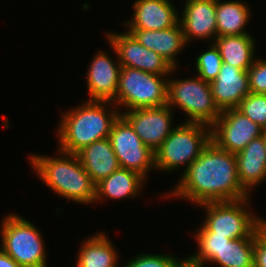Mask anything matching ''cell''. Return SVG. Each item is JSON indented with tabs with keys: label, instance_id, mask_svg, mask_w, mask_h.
<instances>
[{
	"label": "cell",
	"instance_id": "1",
	"mask_svg": "<svg viewBox=\"0 0 266 267\" xmlns=\"http://www.w3.org/2000/svg\"><path fill=\"white\" fill-rule=\"evenodd\" d=\"M181 176L166 197L185 198L198 206L250 196L239 181L235 154L219 148L212 141Z\"/></svg>",
	"mask_w": 266,
	"mask_h": 267
},
{
	"label": "cell",
	"instance_id": "2",
	"mask_svg": "<svg viewBox=\"0 0 266 267\" xmlns=\"http://www.w3.org/2000/svg\"><path fill=\"white\" fill-rule=\"evenodd\" d=\"M110 104L113 106L111 101L88 100L64 112L57 128L60 142L57 149L76 154L95 141L109 138L114 122L121 115L113 107L109 111L106 105Z\"/></svg>",
	"mask_w": 266,
	"mask_h": 267
},
{
	"label": "cell",
	"instance_id": "3",
	"mask_svg": "<svg viewBox=\"0 0 266 267\" xmlns=\"http://www.w3.org/2000/svg\"><path fill=\"white\" fill-rule=\"evenodd\" d=\"M58 155L61 157L30 154L29 162L40 179L59 196L77 204L94 203L96 183L78 156L61 150Z\"/></svg>",
	"mask_w": 266,
	"mask_h": 267
},
{
	"label": "cell",
	"instance_id": "4",
	"mask_svg": "<svg viewBox=\"0 0 266 267\" xmlns=\"http://www.w3.org/2000/svg\"><path fill=\"white\" fill-rule=\"evenodd\" d=\"M211 141V127L191 122L176 126L155 153V169L173 171L180 166L185 170L199 157Z\"/></svg>",
	"mask_w": 266,
	"mask_h": 267
},
{
	"label": "cell",
	"instance_id": "5",
	"mask_svg": "<svg viewBox=\"0 0 266 267\" xmlns=\"http://www.w3.org/2000/svg\"><path fill=\"white\" fill-rule=\"evenodd\" d=\"M1 248L21 267H46V248L40 231L23 217L8 214L1 222Z\"/></svg>",
	"mask_w": 266,
	"mask_h": 267
},
{
	"label": "cell",
	"instance_id": "6",
	"mask_svg": "<svg viewBox=\"0 0 266 267\" xmlns=\"http://www.w3.org/2000/svg\"><path fill=\"white\" fill-rule=\"evenodd\" d=\"M166 76L121 67L114 105L126 110L157 107L168 103V80Z\"/></svg>",
	"mask_w": 266,
	"mask_h": 267
},
{
	"label": "cell",
	"instance_id": "7",
	"mask_svg": "<svg viewBox=\"0 0 266 267\" xmlns=\"http://www.w3.org/2000/svg\"><path fill=\"white\" fill-rule=\"evenodd\" d=\"M174 109L180 108L189 117L186 122L212 126L221 111L216 106L210 83L196 76L194 78L168 80V103Z\"/></svg>",
	"mask_w": 266,
	"mask_h": 267
},
{
	"label": "cell",
	"instance_id": "8",
	"mask_svg": "<svg viewBox=\"0 0 266 267\" xmlns=\"http://www.w3.org/2000/svg\"><path fill=\"white\" fill-rule=\"evenodd\" d=\"M249 201L247 197L200 204L206 211L203 225L210 232L227 236L229 239L249 237L259 227V217L247 208Z\"/></svg>",
	"mask_w": 266,
	"mask_h": 267
},
{
	"label": "cell",
	"instance_id": "9",
	"mask_svg": "<svg viewBox=\"0 0 266 267\" xmlns=\"http://www.w3.org/2000/svg\"><path fill=\"white\" fill-rule=\"evenodd\" d=\"M109 140L119 166L147 179V173L152 168L155 169V153L142 143L134 128L122 115L114 122Z\"/></svg>",
	"mask_w": 266,
	"mask_h": 267
},
{
	"label": "cell",
	"instance_id": "10",
	"mask_svg": "<svg viewBox=\"0 0 266 267\" xmlns=\"http://www.w3.org/2000/svg\"><path fill=\"white\" fill-rule=\"evenodd\" d=\"M106 36L121 67L139 69L161 76L172 75V72L176 70L162 56L145 48L127 31L124 33L110 32Z\"/></svg>",
	"mask_w": 266,
	"mask_h": 267
},
{
	"label": "cell",
	"instance_id": "11",
	"mask_svg": "<svg viewBox=\"0 0 266 267\" xmlns=\"http://www.w3.org/2000/svg\"><path fill=\"white\" fill-rule=\"evenodd\" d=\"M263 129L240 113L236 108L227 109L211 126V141L219 148L238 153L253 139L262 136Z\"/></svg>",
	"mask_w": 266,
	"mask_h": 267
},
{
	"label": "cell",
	"instance_id": "12",
	"mask_svg": "<svg viewBox=\"0 0 266 267\" xmlns=\"http://www.w3.org/2000/svg\"><path fill=\"white\" fill-rule=\"evenodd\" d=\"M121 115L134 128L142 143L153 152H156L175 128L172 127L173 111L167 104L127 110L121 112Z\"/></svg>",
	"mask_w": 266,
	"mask_h": 267
},
{
	"label": "cell",
	"instance_id": "13",
	"mask_svg": "<svg viewBox=\"0 0 266 267\" xmlns=\"http://www.w3.org/2000/svg\"><path fill=\"white\" fill-rule=\"evenodd\" d=\"M179 24L185 41L217 37L216 0H186Z\"/></svg>",
	"mask_w": 266,
	"mask_h": 267
},
{
	"label": "cell",
	"instance_id": "14",
	"mask_svg": "<svg viewBox=\"0 0 266 267\" xmlns=\"http://www.w3.org/2000/svg\"><path fill=\"white\" fill-rule=\"evenodd\" d=\"M214 102L222 112L235 109L250 93L247 70L223 63L215 80L210 82Z\"/></svg>",
	"mask_w": 266,
	"mask_h": 267
},
{
	"label": "cell",
	"instance_id": "15",
	"mask_svg": "<svg viewBox=\"0 0 266 267\" xmlns=\"http://www.w3.org/2000/svg\"><path fill=\"white\" fill-rule=\"evenodd\" d=\"M92 59L87 72V91L90 99L97 101H113L116 98L120 62H114L110 55L99 51Z\"/></svg>",
	"mask_w": 266,
	"mask_h": 267
},
{
	"label": "cell",
	"instance_id": "16",
	"mask_svg": "<svg viewBox=\"0 0 266 267\" xmlns=\"http://www.w3.org/2000/svg\"><path fill=\"white\" fill-rule=\"evenodd\" d=\"M170 0H136L127 30H163L176 26L180 16Z\"/></svg>",
	"mask_w": 266,
	"mask_h": 267
},
{
	"label": "cell",
	"instance_id": "17",
	"mask_svg": "<svg viewBox=\"0 0 266 267\" xmlns=\"http://www.w3.org/2000/svg\"><path fill=\"white\" fill-rule=\"evenodd\" d=\"M140 44L162 56L173 68L177 67L176 57L186 47L182 28L176 26L163 30H126Z\"/></svg>",
	"mask_w": 266,
	"mask_h": 267
},
{
	"label": "cell",
	"instance_id": "18",
	"mask_svg": "<svg viewBox=\"0 0 266 267\" xmlns=\"http://www.w3.org/2000/svg\"><path fill=\"white\" fill-rule=\"evenodd\" d=\"M235 157L239 181L250 194L254 186L266 180V145L263 136L253 139Z\"/></svg>",
	"mask_w": 266,
	"mask_h": 267
},
{
	"label": "cell",
	"instance_id": "19",
	"mask_svg": "<svg viewBox=\"0 0 266 267\" xmlns=\"http://www.w3.org/2000/svg\"><path fill=\"white\" fill-rule=\"evenodd\" d=\"M76 155L95 183L110 176L120 167L109 138L83 147Z\"/></svg>",
	"mask_w": 266,
	"mask_h": 267
},
{
	"label": "cell",
	"instance_id": "20",
	"mask_svg": "<svg viewBox=\"0 0 266 267\" xmlns=\"http://www.w3.org/2000/svg\"><path fill=\"white\" fill-rule=\"evenodd\" d=\"M146 179L140 174L119 167L110 176L96 183V196L94 202L105 199L120 200L135 197L141 193L142 185Z\"/></svg>",
	"mask_w": 266,
	"mask_h": 267
},
{
	"label": "cell",
	"instance_id": "21",
	"mask_svg": "<svg viewBox=\"0 0 266 267\" xmlns=\"http://www.w3.org/2000/svg\"><path fill=\"white\" fill-rule=\"evenodd\" d=\"M212 42L218 48L223 63L248 70L255 61V40L251 34L216 37Z\"/></svg>",
	"mask_w": 266,
	"mask_h": 267
},
{
	"label": "cell",
	"instance_id": "22",
	"mask_svg": "<svg viewBox=\"0 0 266 267\" xmlns=\"http://www.w3.org/2000/svg\"><path fill=\"white\" fill-rule=\"evenodd\" d=\"M83 242L77 254L76 267H118L117 250L103 232Z\"/></svg>",
	"mask_w": 266,
	"mask_h": 267
},
{
	"label": "cell",
	"instance_id": "23",
	"mask_svg": "<svg viewBox=\"0 0 266 267\" xmlns=\"http://www.w3.org/2000/svg\"><path fill=\"white\" fill-rule=\"evenodd\" d=\"M250 14L245 2L216 0L217 37L249 34L244 28L251 17Z\"/></svg>",
	"mask_w": 266,
	"mask_h": 267
},
{
	"label": "cell",
	"instance_id": "24",
	"mask_svg": "<svg viewBox=\"0 0 266 267\" xmlns=\"http://www.w3.org/2000/svg\"><path fill=\"white\" fill-rule=\"evenodd\" d=\"M259 231L258 227L249 237L232 239L211 262L220 267H254L255 236Z\"/></svg>",
	"mask_w": 266,
	"mask_h": 267
},
{
	"label": "cell",
	"instance_id": "25",
	"mask_svg": "<svg viewBox=\"0 0 266 267\" xmlns=\"http://www.w3.org/2000/svg\"><path fill=\"white\" fill-rule=\"evenodd\" d=\"M194 238L198 244V252L188 257L200 267H204L205 262L211 263L216 254H219L221 249L232 240L227 236L210 232L203 224L194 234Z\"/></svg>",
	"mask_w": 266,
	"mask_h": 267
},
{
	"label": "cell",
	"instance_id": "26",
	"mask_svg": "<svg viewBox=\"0 0 266 267\" xmlns=\"http://www.w3.org/2000/svg\"><path fill=\"white\" fill-rule=\"evenodd\" d=\"M197 76L206 82L215 80L220 72L223 61L218 48L212 43L209 49L196 57Z\"/></svg>",
	"mask_w": 266,
	"mask_h": 267
},
{
	"label": "cell",
	"instance_id": "27",
	"mask_svg": "<svg viewBox=\"0 0 266 267\" xmlns=\"http://www.w3.org/2000/svg\"><path fill=\"white\" fill-rule=\"evenodd\" d=\"M236 109L262 129L266 128V94L250 92Z\"/></svg>",
	"mask_w": 266,
	"mask_h": 267
},
{
	"label": "cell",
	"instance_id": "28",
	"mask_svg": "<svg viewBox=\"0 0 266 267\" xmlns=\"http://www.w3.org/2000/svg\"><path fill=\"white\" fill-rule=\"evenodd\" d=\"M178 261L172 255L143 253L131 258L123 267H173Z\"/></svg>",
	"mask_w": 266,
	"mask_h": 267
},
{
	"label": "cell",
	"instance_id": "29",
	"mask_svg": "<svg viewBox=\"0 0 266 267\" xmlns=\"http://www.w3.org/2000/svg\"><path fill=\"white\" fill-rule=\"evenodd\" d=\"M251 93L266 94V59H255L247 70Z\"/></svg>",
	"mask_w": 266,
	"mask_h": 267
},
{
	"label": "cell",
	"instance_id": "30",
	"mask_svg": "<svg viewBox=\"0 0 266 267\" xmlns=\"http://www.w3.org/2000/svg\"><path fill=\"white\" fill-rule=\"evenodd\" d=\"M254 267H266V236L259 231L255 236Z\"/></svg>",
	"mask_w": 266,
	"mask_h": 267
},
{
	"label": "cell",
	"instance_id": "31",
	"mask_svg": "<svg viewBox=\"0 0 266 267\" xmlns=\"http://www.w3.org/2000/svg\"><path fill=\"white\" fill-rule=\"evenodd\" d=\"M0 267H21L2 248H0Z\"/></svg>",
	"mask_w": 266,
	"mask_h": 267
},
{
	"label": "cell",
	"instance_id": "32",
	"mask_svg": "<svg viewBox=\"0 0 266 267\" xmlns=\"http://www.w3.org/2000/svg\"><path fill=\"white\" fill-rule=\"evenodd\" d=\"M173 267H200L194 263L189 257L179 260Z\"/></svg>",
	"mask_w": 266,
	"mask_h": 267
},
{
	"label": "cell",
	"instance_id": "33",
	"mask_svg": "<svg viewBox=\"0 0 266 267\" xmlns=\"http://www.w3.org/2000/svg\"><path fill=\"white\" fill-rule=\"evenodd\" d=\"M259 228L260 231L266 236V220L259 218Z\"/></svg>",
	"mask_w": 266,
	"mask_h": 267
},
{
	"label": "cell",
	"instance_id": "34",
	"mask_svg": "<svg viewBox=\"0 0 266 267\" xmlns=\"http://www.w3.org/2000/svg\"><path fill=\"white\" fill-rule=\"evenodd\" d=\"M262 136H263V138L265 140V145H266V128L263 129Z\"/></svg>",
	"mask_w": 266,
	"mask_h": 267
}]
</instances>
